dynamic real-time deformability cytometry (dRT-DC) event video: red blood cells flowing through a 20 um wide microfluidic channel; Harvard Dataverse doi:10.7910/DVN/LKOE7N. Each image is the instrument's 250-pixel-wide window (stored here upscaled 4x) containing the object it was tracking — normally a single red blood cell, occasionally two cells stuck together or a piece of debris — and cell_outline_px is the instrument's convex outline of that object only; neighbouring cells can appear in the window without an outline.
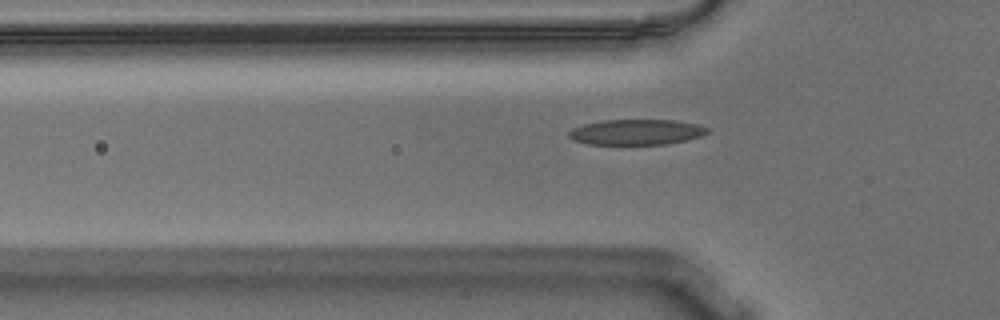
{"species": "Egyptian fruit bat (a non-hibernating species)", "species_latin": "Rousettus aegyptiacus", "temperature_condition": "warm", "stored_images_in_passage": 34, "camera_frame_rate_fps": 3000, "um_per_image_px": 0.085, "animal": {"sex": "male"}, "frame": {"image": 1, "passage_image": 3, "time_ms": 0.667, "image_size_px": [1000, 320], "cell_outline_px": [[708, 132], [700, 136], [684, 140], [664, 144], [588, 144], [572, 140], [568, 136], [568, 132], [572, 128], [584, 124], [600, 120], [676, 120], [700, 124], [708, 128]], "centroid_in_image_um": [54.06, 11.21], "position_along_channel_um": 71.7, "area_um2": 20.58}}
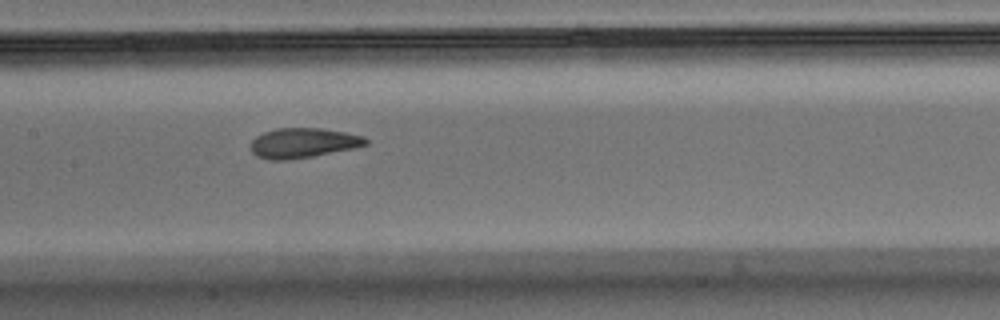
{"frame": {"image": 2, "passage_image": 12, "time_ms": 3.667, "image_size_px": [1000, 320], "cell_outline_px": [[368, 144], [352, 148], [312, 156], [284, 160], [268, 160], [256, 156], [252, 152], [252, 140], [256, 136], [264, 132], [276, 128], [324, 128], [364, 136], [368, 140]], "centroid_in_image_um": [25.75, 12.14], "position_along_channel_um": 181.7, "area_um2": 19.88}}
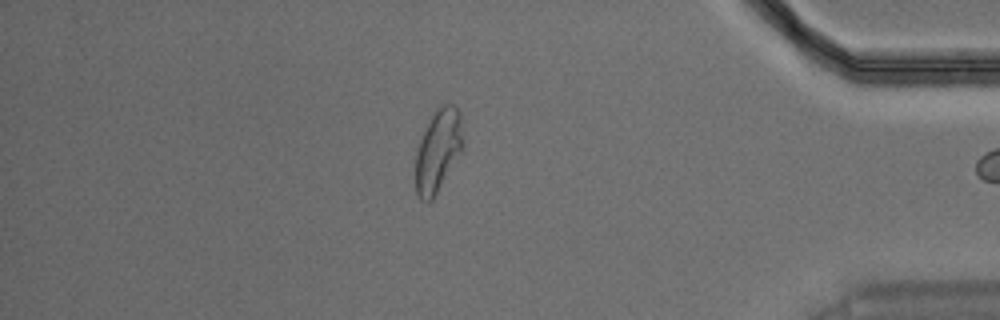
{"frame": {"image": 3, "passage_image": 33, "time_ms": 10.667, "image_size_px": [1000, 320], "cell_outline_px": [[464, 152], [432, 200], [420, 200], [416, 192], [416, 152], [424, 128], [436, 108], [440, 104], [456, 104], [460, 112], [464, 144]], "centroid_in_image_um": [37.28, 12.77], "position_along_channel_um": 397.9, "area_um2": 23.47}}